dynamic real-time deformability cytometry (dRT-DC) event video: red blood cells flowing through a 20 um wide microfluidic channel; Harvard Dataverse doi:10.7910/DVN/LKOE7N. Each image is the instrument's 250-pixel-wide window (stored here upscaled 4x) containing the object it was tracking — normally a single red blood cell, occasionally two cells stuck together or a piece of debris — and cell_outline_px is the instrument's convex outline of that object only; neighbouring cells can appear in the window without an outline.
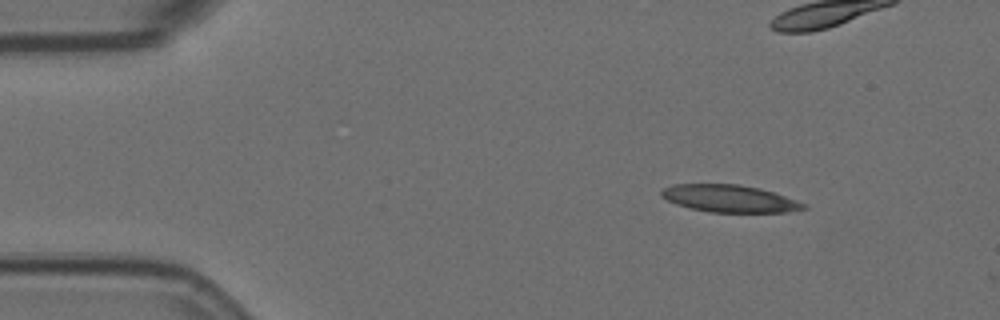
{"species": "Egyptian fruit bat (a non-hibernating species)", "species_latin": "Rousettus aegyptiacus", "temperature_condition": "room temperature", "stored_images_in_passage": 10, "camera_frame_rate_fps": 3000, "um_per_image_px": 0.085, "animal": {"sex": "female"}, "frame": {"image": 1, "passage_image": 1, "time_ms": 0.0, "image_size_px": [1000, 320], "cell_outline_px": [[808, 208], [788, 212], [708, 212], [676, 204], [660, 196], [660, 192], [664, 188], [672, 184], [740, 184], [760, 188], [808, 204]], "centroid_in_image_um": [62.02, 16.87], "position_along_channel_um": 23.0, "area_um2": 22.6}}
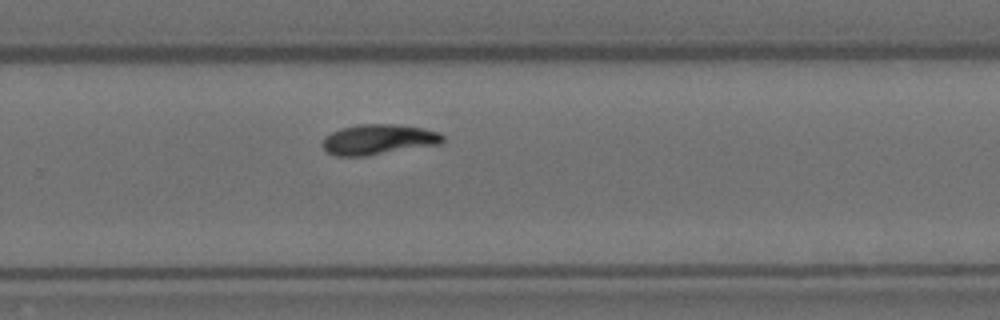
{"frame": {"image": 2, "passage_image": 10, "time_ms": 3.0, "image_size_px": [1000, 320], "cell_outline_px": [[444, 140], [440, 144], [364, 156], [336, 156], [328, 152], [324, 148], [324, 136], [340, 128], [360, 124], [392, 124], [424, 128], [440, 132], [444, 136]], "centroid_in_image_um": [32.19, 11.85], "position_along_channel_um": 297.6, "area_um2": 21.1}}